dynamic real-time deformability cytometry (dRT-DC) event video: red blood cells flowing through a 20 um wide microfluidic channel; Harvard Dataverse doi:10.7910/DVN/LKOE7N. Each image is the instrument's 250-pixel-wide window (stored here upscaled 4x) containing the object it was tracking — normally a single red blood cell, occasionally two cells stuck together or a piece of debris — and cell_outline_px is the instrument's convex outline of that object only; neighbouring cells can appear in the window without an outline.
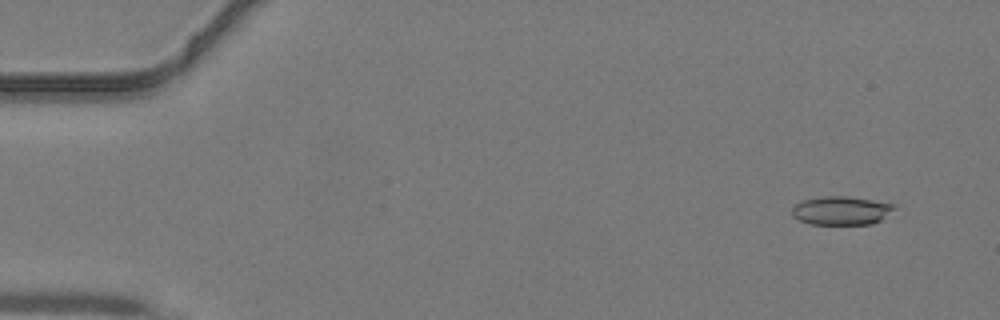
{"species": "common noctule bat (a hibernating species)", "species_latin": "Nyctalus noctula", "temperature_condition": "warm", "stored_images_in_passage": 42, "camera_frame_rate_fps": 3000, "um_per_image_px": 0.085, "animal": {"sex": "male", "body_mass_g": 19.2, "forearm_length_mm": 51.8}, "frame": {"image": 1, "passage_image": 3, "time_ms": 0.667, "image_size_px": [1000, 320], "cell_outline_px": [[896, 208], [880, 220], [872, 224], [812, 224], [800, 220], [792, 216], [792, 204], [800, 200], [824, 196], [848, 196], [896, 204]], "centroid_in_image_um": [71.48, 17.88], "position_along_channel_um": 13.5, "area_um2": 17.17}}
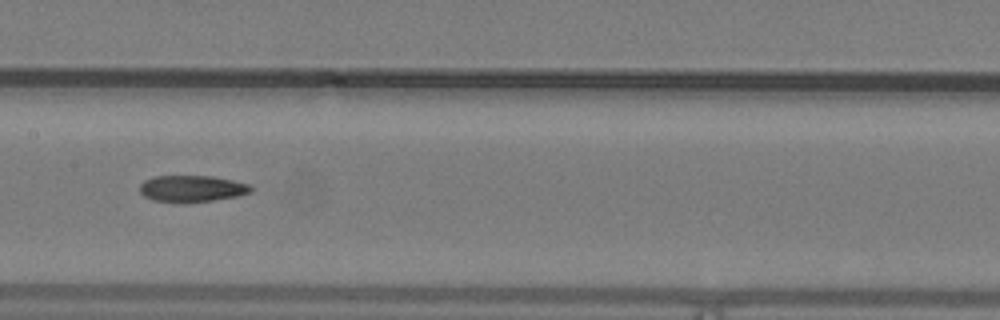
{"frame": {"image": 2, "passage_image": 22, "time_ms": 7.0, "image_size_px": [1000, 320], "cell_outline_px": [[252, 192], [236, 196], [212, 200], [184, 204], [176, 204], [152, 200], [144, 196], [140, 192], [140, 184], [144, 180], [152, 176], [212, 176], [232, 180], [248, 184], [252, 188]], "centroid_in_image_um": [16.25, 16.05], "position_along_channel_um": 191.2, "area_um2": 17.51}}
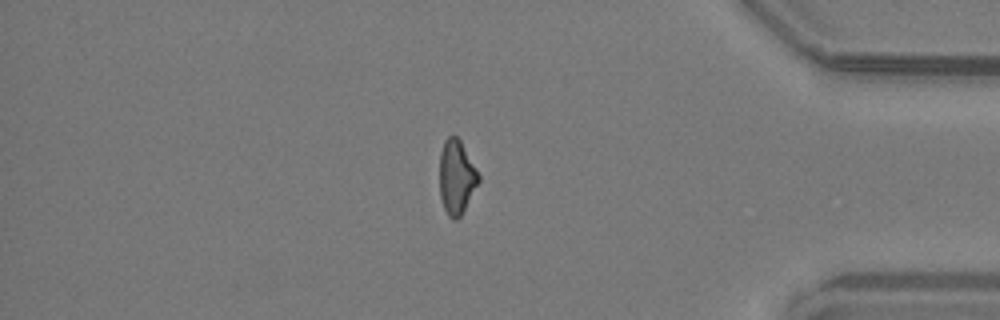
{"frame": {"image": 3, "passage_image": 37, "time_ms": 12.0, "image_size_px": [1000, 320], "cell_outline_px": [[480, 180], [460, 216], [456, 220], [452, 220], [448, 216], [444, 208], [440, 196], [440, 152], [444, 140], [448, 136], [456, 136], [460, 140], [476, 168], [480, 176]], "centroid_in_image_um": [38.79, 15.05], "position_along_channel_um": 396.4, "area_um2": 16.7}}